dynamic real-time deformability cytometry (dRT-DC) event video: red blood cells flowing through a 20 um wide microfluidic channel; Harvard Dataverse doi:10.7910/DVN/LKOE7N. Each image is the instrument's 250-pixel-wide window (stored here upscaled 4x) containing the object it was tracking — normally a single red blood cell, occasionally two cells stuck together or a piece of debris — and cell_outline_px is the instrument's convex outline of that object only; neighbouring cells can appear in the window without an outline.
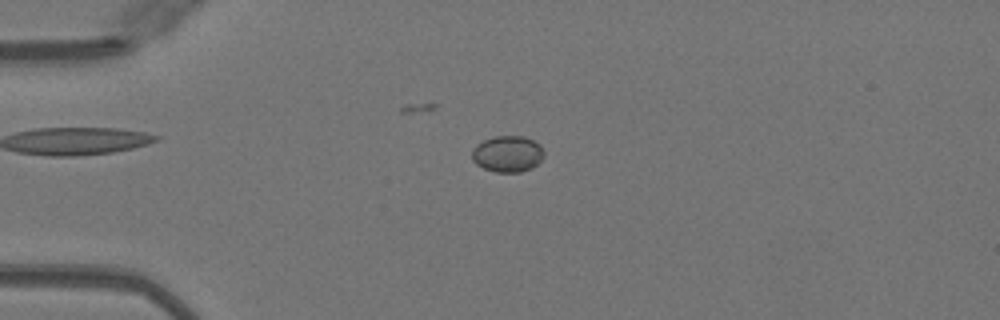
{"species": "Egyptian fruit bat (a non-hibernating species)", "species_latin": "Rousettus aegyptiacus", "temperature_condition": "warm", "stored_images_in_passage": 41, "camera_frame_rate_fps": 3000, "um_per_image_px": 0.085, "animal": {"sex": "female"}, "frame": {"image": 1, "passage_image": 4, "time_ms": 1.0, "image_size_px": [1000, 320], "cell_outline_px": [[544, 156], [532, 168], [520, 172], [496, 172], [484, 168], [476, 164], [472, 160], [472, 152], [476, 144], [484, 140], [496, 136], [524, 136], [540, 144], [544, 152]], "centroid_in_image_um": [43.14, 13.08], "position_along_channel_um": 41.9, "area_um2": 15.2}}
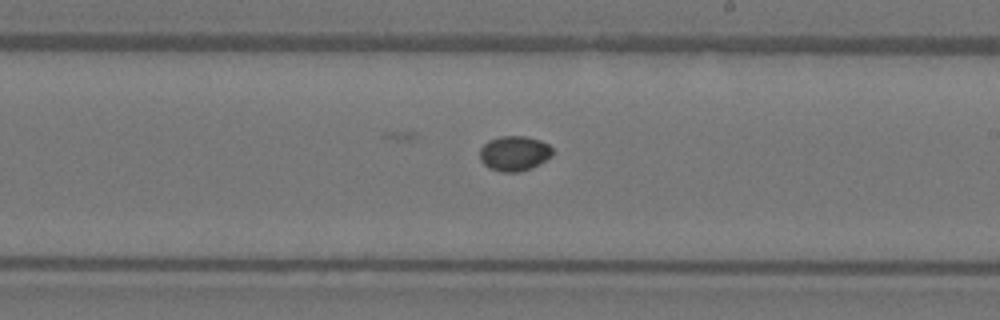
{"frame": {"image": 2, "passage_image": 21, "time_ms": 6.667, "image_size_px": [1000, 320], "cell_outline_px": [[552, 156], [532, 168], [520, 172], [500, 172], [488, 168], [480, 160], [480, 148], [488, 140], [500, 136], [524, 136], [540, 140], [548, 144], [552, 148]], "centroid_in_image_um": [43.7, 13.04], "position_along_channel_um": 245.3, "area_um2": 14.97}}
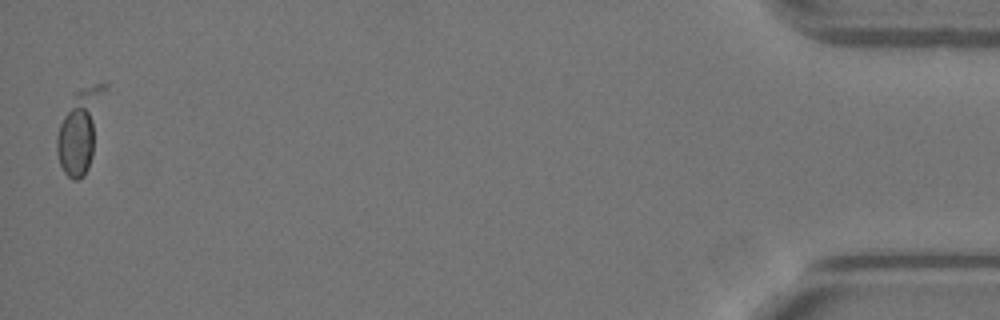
{"frame": {"image": 3, "passage_image": 41, "time_ms": 13.333, "image_size_px": [1000, 320], "cell_outline_px": [[108, 84], [92, 156], [88, 168], [84, 176], [76, 180], [72, 180], [64, 172], [60, 164], [56, 152], [56, 136], [60, 124], [76, 92], [84, 88], [104, 80]], "centroid_in_image_um": [6.84, 11.06], "position_along_channel_um": 428.4, "area_um2": 22.66}, "authors_computed_cell_mechanics": {"area_um2": 15.028, "velocity_mm_per_s": 4.0881, "shape_relaxation_time_tau1_ms": 5.6331, "shape_relaxation_time_tau2_ms": 2.7633, "deformation_change_tau1": 0.0714, "deformation_change_tau2": 0.0146}}